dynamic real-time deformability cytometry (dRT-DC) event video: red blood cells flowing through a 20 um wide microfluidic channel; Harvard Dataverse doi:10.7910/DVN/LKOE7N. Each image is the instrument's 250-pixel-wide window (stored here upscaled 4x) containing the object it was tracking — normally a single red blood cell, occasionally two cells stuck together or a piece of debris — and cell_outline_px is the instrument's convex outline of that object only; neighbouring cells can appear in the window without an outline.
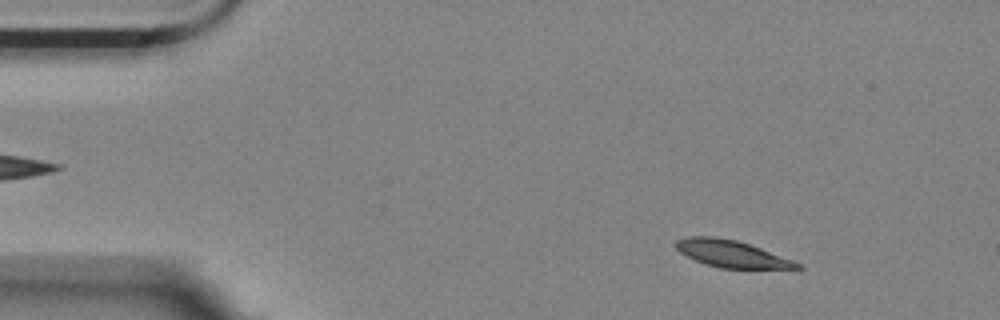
{"species": "Egyptian fruit bat (a non-hibernating species)", "species_latin": "Rousettus aegyptiacus", "temperature_condition": "room temperature", "stored_images_in_passage": 29, "camera_frame_rate_fps": 3000, "um_per_image_px": 0.085, "animal": {"sex": "female"}, "frame": {"image": 1, "passage_image": 7, "time_ms": 2.0, "image_size_px": [1000, 320], "cell_outline_px": [[804, 268], [720, 268], [704, 264], [680, 252], [672, 244], [676, 240], [688, 236], [716, 236], [736, 240], [760, 248], [792, 260], [800, 264]], "centroid_in_image_um": [62.1, 21.56], "position_along_channel_um": 22.9, "area_um2": 18.84}}
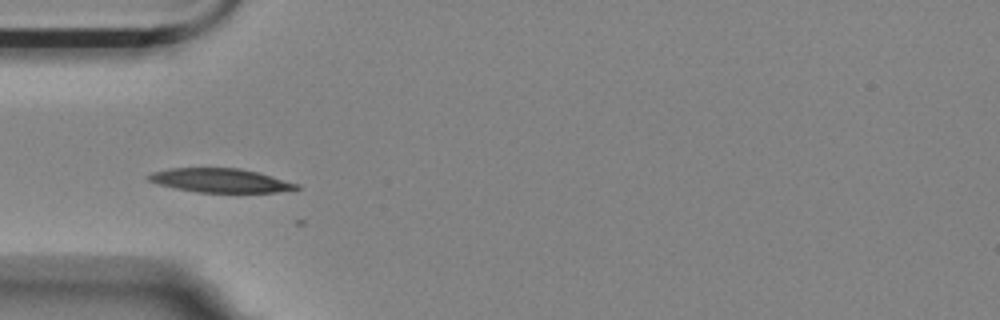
{"frame": {"image": 2, "passage_image": 17, "time_ms": 5.333, "image_size_px": [1000, 320], "cell_outline_px": [[300, 188], [276, 192], [196, 192], [176, 188], [160, 184], [148, 180], [144, 176], [152, 172], [168, 168], [240, 168], [260, 172], [300, 184]], "centroid_in_image_um": [18.74, 15.33], "position_along_channel_um": 66.3, "area_um2": 20.69}}
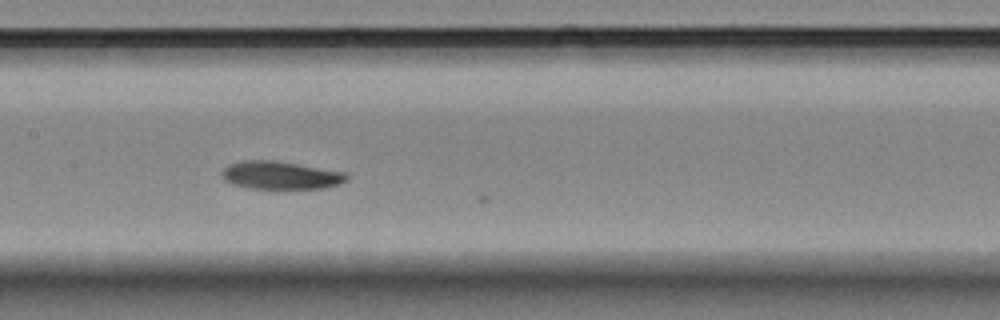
{"frame": {"image": 3, "passage_image": 27, "time_ms": 8.667, "image_size_px": [1000, 320], "cell_outline_px": [[348, 180], [340, 184], [324, 188], [248, 188], [232, 184], [224, 180], [220, 172], [228, 164], [240, 160], [272, 160], [348, 172]], "centroid_in_image_um": [23.84, 14.89], "position_along_channel_um": 183.6, "area_um2": 20.46}}